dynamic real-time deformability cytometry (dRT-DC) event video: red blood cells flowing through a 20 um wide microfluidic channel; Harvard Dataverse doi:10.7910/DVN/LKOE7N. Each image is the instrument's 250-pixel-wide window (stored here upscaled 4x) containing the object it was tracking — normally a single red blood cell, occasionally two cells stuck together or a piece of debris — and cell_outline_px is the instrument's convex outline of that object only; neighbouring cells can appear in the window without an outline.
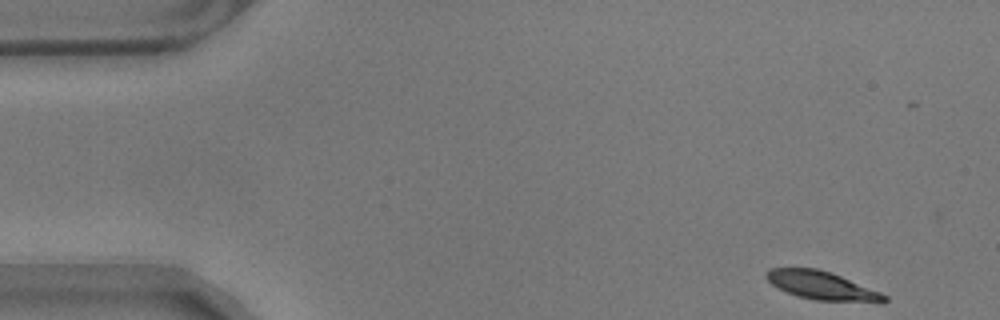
{"species": "common noctule bat (a hibernating species)", "species_latin": "Nyctalus noctula", "temperature_condition": "warm", "stored_images_in_passage": 54, "camera_frame_rate_fps": 3000, "um_per_image_px": 0.085, "animal": {"sex": "male", "body_mass_g": 17.9}, "frame": {"image": 1, "passage_image": 1, "time_ms": 0.0, "image_size_px": [1000, 320], "cell_outline_px": [[888, 300], [816, 300], [796, 296], [772, 284], [764, 276], [764, 272], [768, 268], [816, 268], [840, 276], [880, 292], [888, 296]], "centroid_in_image_um": [69.71, 24.23], "position_along_channel_um": 15.3, "area_um2": 18.61}}
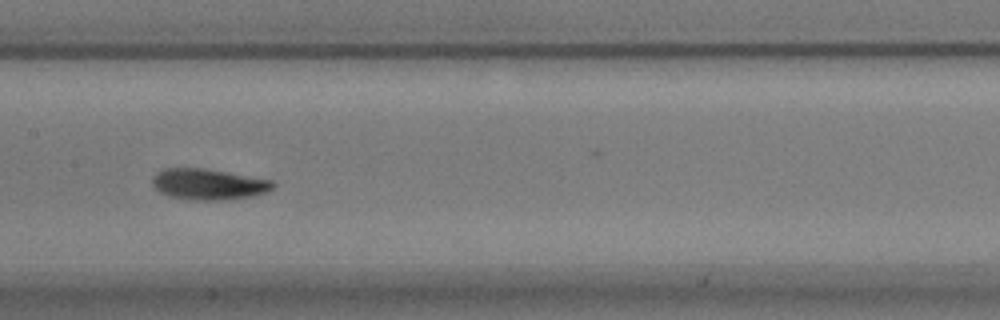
{"frame": {"image": 2, "passage_image": 25, "time_ms": 8.0, "image_size_px": [1000, 320], "cell_outline_px": [[276, 184], [268, 192], [252, 196], [224, 200], [188, 200], [168, 196], [160, 192], [152, 184], [152, 176], [156, 172], [164, 168], [204, 168], [272, 180]], "centroid_in_image_um": [17.7, 15.66], "position_along_channel_um": 189.7, "area_um2": 21.91}}
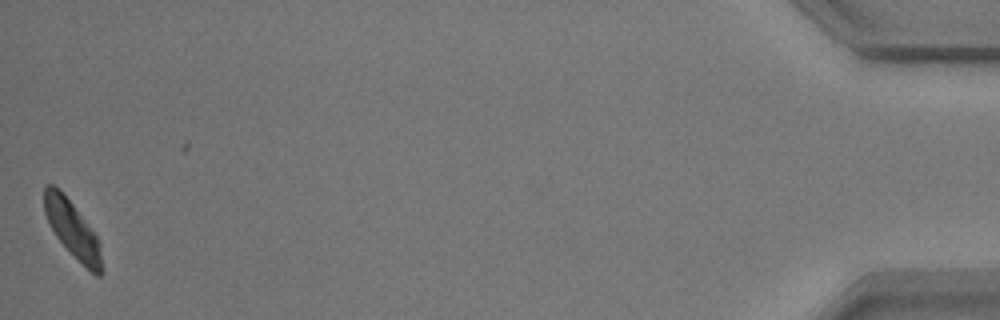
{"frame": {"image": 3, "passage_image": 54, "time_ms": 17.667, "image_size_px": [1000, 320], "cell_outline_px": [[104, 272], [100, 276], [96, 276], [56, 236], [44, 212], [44, 188], [48, 184], [52, 184], [60, 188], [88, 224], [100, 240]], "centroid_in_image_um": [6.19, 19.47], "position_along_channel_um": 429.0, "area_um2": 18.67}, "authors_computed_cell_mechanics": {"area_um2": 20.7213, "velocity_mm_per_s": 3.4712, "shape_relaxation_time_tau1_ms": 2.8635, "shape_relaxation_time_tau2_ms": 3.5489, "deformation_change_tau1": 0.1114, "deformation_change_tau2": 0.0867}}